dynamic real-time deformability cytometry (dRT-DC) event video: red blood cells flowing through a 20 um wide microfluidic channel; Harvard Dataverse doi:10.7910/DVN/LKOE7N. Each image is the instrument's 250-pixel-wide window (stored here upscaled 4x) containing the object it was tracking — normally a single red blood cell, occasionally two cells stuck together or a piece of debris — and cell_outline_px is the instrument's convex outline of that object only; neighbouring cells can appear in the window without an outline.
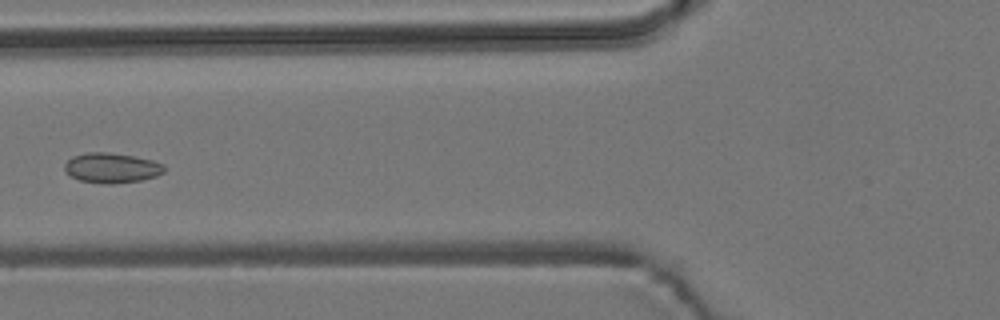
{"species": "common noctule bat (a hibernating species)", "species_latin": "Nyctalus noctula", "temperature_condition": "room temperature", "stored_images_in_passage": 6, "camera_frame_rate_fps": 3000, "um_per_image_px": 0.085, "animal": {"sex": "male", "body_mass_g": 19.2, "forearm_length_mm": 51.8}, "frame": {"image": 1, "passage_image": 6, "time_ms": 6.667, "image_size_px": [1000, 320], "cell_outline_px": [[164, 172], [156, 176], [140, 180], [112, 184], [104, 184], [80, 180], [72, 176], [64, 168], [64, 164], [72, 156], [88, 152], [108, 152], [136, 156], [152, 160], [164, 164]], "centroid_in_image_um": [9.5, 14.26], "position_along_channel_um": 116.3, "area_um2": 17.4}}